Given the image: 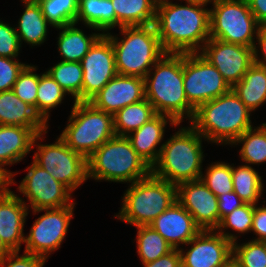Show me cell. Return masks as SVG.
Returning <instances> with one entry per match:
<instances>
[{
	"label": "cell",
	"instance_id": "cell-1",
	"mask_svg": "<svg viewBox=\"0 0 266 267\" xmlns=\"http://www.w3.org/2000/svg\"><path fill=\"white\" fill-rule=\"evenodd\" d=\"M157 5L154 26L165 53L200 52L210 39L209 7L178 2Z\"/></svg>",
	"mask_w": 266,
	"mask_h": 267
},
{
	"label": "cell",
	"instance_id": "cell-2",
	"mask_svg": "<svg viewBox=\"0 0 266 267\" xmlns=\"http://www.w3.org/2000/svg\"><path fill=\"white\" fill-rule=\"evenodd\" d=\"M145 98L157 114L177 124L190 123L195 109L188 103L183 87V53H165L144 78Z\"/></svg>",
	"mask_w": 266,
	"mask_h": 267
},
{
	"label": "cell",
	"instance_id": "cell-3",
	"mask_svg": "<svg viewBox=\"0 0 266 267\" xmlns=\"http://www.w3.org/2000/svg\"><path fill=\"white\" fill-rule=\"evenodd\" d=\"M252 111L231 89L213 100L201 104L189 123L208 144L229 146L254 126Z\"/></svg>",
	"mask_w": 266,
	"mask_h": 267
},
{
	"label": "cell",
	"instance_id": "cell-4",
	"mask_svg": "<svg viewBox=\"0 0 266 267\" xmlns=\"http://www.w3.org/2000/svg\"><path fill=\"white\" fill-rule=\"evenodd\" d=\"M178 124V129L164 141L157 162L151 168V174L171 184L178 185L185 181L201 178L205 160L207 140L189 123Z\"/></svg>",
	"mask_w": 266,
	"mask_h": 267
},
{
	"label": "cell",
	"instance_id": "cell-5",
	"mask_svg": "<svg viewBox=\"0 0 266 267\" xmlns=\"http://www.w3.org/2000/svg\"><path fill=\"white\" fill-rule=\"evenodd\" d=\"M151 174L126 136H114L87 158V178L96 182L132 184Z\"/></svg>",
	"mask_w": 266,
	"mask_h": 267
},
{
	"label": "cell",
	"instance_id": "cell-6",
	"mask_svg": "<svg viewBox=\"0 0 266 267\" xmlns=\"http://www.w3.org/2000/svg\"><path fill=\"white\" fill-rule=\"evenodd\" d=\"M113 46L117 74L145 78L165 54L154 24L119 28L106 34ZM119 35V36H118Z\"/></svg>",
	"mask_w": 266,
	"mask_h": 267
},
{
	"label": "cell",
	"instance_id": "cell-7",
	"mask_svg": "<svg viewBox=\"0 0 266 267\" xmlns=\"http://www.w3.org/2000/svg\"><path fill=\"white\" fill-rule=\"evenodd\" d=\"M114 218L134 227L150 225L177 201L176 185L152 174L129 184Z\"/></svg>",
	"mask_w": 266,
	"mask_h": 267
},
{
	"label": "cell",
	"instance_id": "cell-8",
	"mask_svg": "<svg viewBox=\"0 0 266 267\" xmlns=\"http://www.w3.org/2000/svg\"><path fill=\"white\" fill-rule=\"evenodd\" d=\"M67 123L59 136L73 151L89 158L107 140L113 138V115L90 102H72Z\"/></svg>",
	"mask_w": 266,
	"mask_h": 267
},
{
	"label": "cell",
	"instance_id": "cell-9",
	"mask_svg": "<svg viewBox=\"0 0 266 267\" xmlns=\"http://www.w3.org/2000/svg\"><path fill=\"white\" fill-rule=\"evenodd\" d=\"M48 132L47 129L34 137L33 161L74 193L88 180L87 159L69 148L59 135L53 143H44Z\"/></svg>",
	"mask_w": 266,
	"mask_h": 267
},
{
	"label": "cell",
	"instance_id": "cell-10",
	"mask_svg": "<svg viewBox=\"0 0 266 267\" xmlns=\"http://www.w3.org/2000/svg\"><path fill=\"white\" fill-rule=\"evenodd\" d=\"M210 9V38L254 46L261 25L247 0H216Z\"/></svg>",
	"mask_w": 266,
	"mask_h": 267
},
{
	"label": "cell",
	"instance_id": "cell-11",
	"mask_svg": "<svg viewBox=\"0 0 266 267\" xmlns=\"http://www.w3.org/2000/svg\"><path fill=\"white\" fill-rule=\"evenodd\" d=\"M75 200L71 205L60 208L31 210L32 214L40 215L25 234V248L23 251L38 255L46 260L58 249L68 234L71 220L76 208Z\"/></svg>",
	"mask_w": 266,
	"mask_h": 267
},
{
	"label": "cell",
	"instance_id": "cell-12",
	"mask_svg": "<svg viewBox=\"0 0 266 267\" xmlns=\"http://www.w3.org/2000/svg\"><path fill=\"white\" fill-rule=\"evenodd\" d=\"M183 87L188 103L195 110L232 89L216 67L199 52L183 53Z\"/></svg>",
	"mask_w": 266,
	"mask_h": 267
},
{
	"label": "cell",
	"instance_id": "cell-13",
	"mask_svg": "<svg viewBox=\"0 0 266 267\" xmlns=\"http://www.w3.org/2000/svg\"><path fill=\"white\" fill-rule=\"evenodd\" d=\"M24 171L28 172L19 181L17 191L21 195L18 193L17 196L27 205L29 211L69 206L76 200L65 185L34 161Z\"/></svg>",
	"mask_w": 266,
	"mask_h": 267
},
{
	"label": "cell",
	"instance_id": "cell-14",
	"mask_svg": "<svg viewBox=\"0 0 266 267\" xmlns=\"http://www.w3.org/2000/svg\"><path fill=\"white\" fill-rule=\"evenodd\" d=\"M179 251L182 267H228L233 244L216 230H201Z\"/></svg>",
	"mask_w": 266,
	"mask_h": 267
},
{
	"label": "cell",
	"instance_id": "cell-15",
	"mask_svg": "<svg viewBox=\"0 0 266 267\" xmlns=\"http://www.w3.org/2000/svg\"><path fill=\"white\" fill-rule=\"evenodd\" d=\"M83 69L82 102H88L117 75L110 38L102 34L80 61Z\"/></svg>",
	"mask_w": 266,
	"mask_h": 267
},
{
	"label": "cell",
	"instance_id": "cell-16",
	"mask_svg": "<svg viewBox=\"0 0 266 267\" xmlns=\"http://www.w3.org/2000/svg\"><path fill=\"white\" fill-rule=\"evenodd\" d=\"M233 87L254 64L253 48L210 38L199 52Z\"/></svg>",
	"mask_w": 266,
	"mask_h": 267
},
{
	"label": "cell",
	"instance_id": "cell-17",
	"mask_svg": "<svg viewBox=\"0 0 266 267\" xmlns=\"http://www.w3.org/2000/svg\"><path fill=\"white\" fill-rule=\"evenodd\" d=\"M177 201L192 215L202 230L219 226L218 197L201 179L185 181L176 186Z\"/></svg>",
	"mask_w": 266,
	"mask_h": 267
},
{
	"label": "cell",
	"instance_id": "cell-18",
	"mask_svg": "<svg viewBox=\"0 0 266 267\" xmlns=\"http://www.w3.org/2000/svg\"><path fill=\"white\" fill-rule=\"evenodd\" d=\"M143 99L144 78L117 74L88 102L97 109L114 115L120 109Z\"/></svg>",
	"mask_w": 266,
	"mask_h": 267
},
{
	"label": "cell",
	"instance_id": "cell-19",
	"mask_svg": "<svg viewBox=\"0 0 266 267\" xmlns=\"http://www.w3.org/2000/svg\"><path fill=\"white\" fill-rule=\"evenodd\" d=\"M29 212L27 205L10 187L0 194V236L11 251H20L25 243L24 228Z\"/></svg>",
	"mask_w": 266,
	"mask_h": 267
},
{
	"label": "cell",
	"instance_id": "cell-20",
	"mask_svg": "<svg viewBox=\"0 0 266 267\" xmlns=\"http://www.w3.org/2000/svg\"><path fill=\"white\" fill-rule=\"evenodd\" d=\"M172 247L180 249L191 241L202 229L192 215L178 202L173 203L151 224Z\"/></svg>",
	"mask_w": 266,
	"mask_h": 267
},
{
	"label": "cell",
	"instance_id": "cell-21",
	"mask_svg": "<svg viewBox=\"0 0 266 267\" xmlns=\"http://www.w3.org/2000/svg\"><path fill=\"white\" fill-rule=\"evenodd\" d=\"M167 125L171 126L170 128H178V124L171 117L157 114L139 129L126 136L133 149L151 168L159 158L164 144L162 141H165V132H168Z\"/></svg>",
	"mask_w": 266,
	"mask_h": 267
},
{
	"label": "cell",
	"instance_id": "cell-22",
	"mask_svg": "<svg viewBox=\"0 0 266 267\" xmlns=\"http://www.w3.org/2000/svg\"><path fill=\"white\" fill-rule=\"evenodd\" d=\"M36 134L27 127L0 125V169L10 177V186L17 184L14 172L7 169L26 160L27 155L32 152V144Z\"/></svg>",
	"mask_w": 266,
	"mask_h": 267
},
{
	"label": "cell",
	"instance_id": "cell-23",
	"mask_svg": "<svg viewBox=\"0 0 266 267\" xmlns=\"http://www.w3.org/2000/svg\"><path fill=\"white\" fill-rule=\"evenodd\" d=\"M0 125L30 128L35 134L49 129L34 108L10 91L0 92Z\"/></svg>",
	"mask_w": 266,
	"mask_h": 267
},
{
	"label": "cell",
	"instance_id": "cell-24",
	"mask_svg": "<svg viewBox=\"0 0 266 267\" xmlns=\"http://www.w3.org/2000/svg\"><path fill=\"white\" fill-rule=\"evenodd\" d=\"M20 1L24 10L15 24V29L21 46L26 43L30 48L39 47L48 41L49 28L52 29L53 26L44 17L36 0Z\"/></svg>",
	"mask_w": 266,
	"mask_h": 267
},
{
	"label": "cell",
	"instance_id": "cell-25",
	"mask_svg": "<svg viewBox=\"0 0 266 267\" xmlns=\"http://www.w3.org/2000/svg\"><path fill=\"white\" fill-rule=\"evenodd\" d=\"M80 27L82 26L74 23L54 28L57 31L59 30L56 46L62 61L80 62L95 41L102 35L97 29H94V32L90 34H86L87 32Z\"/></svg>",
	"mask_w": 266,
	"mask_h": 267
},
{
	"label": "cell",
	"instance_id": "cell-26",
	"mask_svg": "<svg viewBox=\"0 0 266 267\" xmlns=\"http://www.w3.org/2000/svg\"><path fill=\"white\" fill-rule=\"evenodd\" d=\"M75 23L102 34L116 29V13L111 0H79Z\"/></svg>",
	"mask_w": 266,
	"mask_h": 267
},
{
	"label": "cell",
	"instance_id": "cell-27",
	"mask_svg": "<svg viewBox=\"0 0 266 267\" xmlns=\"http://www.w3.org/2000/svg\"><path fill=\"white\" fill-rule=\"evenodd\" d=\"M232 89L254 113L266 103V66L254 63Z\"/></svg>",
	"mask_w": 266,
	"mask_h": 267
},
{
	"label": "cell",
	"instance_id": "cell-28",
	"mask_svg": "<svg viewBox=\"0 0 266 267\" xmlns=\"http://www.w3.org/2000/svg\"><path fill=\"white\" fill-rule=\"evenodd\" d=\"M116 27L147 26L155 22L157 5L153 0H111Z\"/></svg>",
	"mask_w": 266,
	"mask_h": 267
},
{
	"label": "cell",
	"instance_id": "cell-29",
	"mask_svg": "<svg viewBox=\"0 0 266 267\" xmlns=\"http://www.w3.org/2000/svg\"><path fill=\"white\" fill-rule=\"evenodd\" d=\"M258 170L247 164L232 163L233 191L244 203L256 205L262 203L263 197L265 199L266 186Z\"/></svg>",
	"mask_w": 266,
	"mask_h": 267
},
{
	"label": "cell",
	"instance_id": "cell-30",
	"mask_svg": "<svg viewBox=\"0 0 266 267\" xmlns=\"http://www.w3.org/2000/svg\"><path fill=\"white\" fill-rule=\"evenodd\" d=\"M235 146H240L241 163L251 167L266 163V122L249 128L230 145Z\"/></svg>",
	"mask_w": 266,
	"mask_h": 267
},
{
	"label": "cell",
	"instance_id": "cell-31",
	"mask_svg": "<svg viewBox=\"0 0 266 267\" xmlns=\"http://www.w3.org/2000/svg\"><path fill=\"white\" fill-rule=\"evenodd\" d=\"M156 115L153 105L146 98L120 109L113 115L116 136H127Z\"/></svg>",
	"mask_w": 266,
	"mask_h": 267
},
{
	"label": "cell",
	"instance_id": "cell-32",
	"mask_svg": "<svg viewBox=\"0 0 266 267\" xmlns=\"http://www.w3.org/2000/svg\"><path fill=\"white\" fill-rule=\"evenodd\" d=\"M67 95L47 71L39 74L36 113L48 126H50L51 112L65 102Z\"/></svg>",
	"mask_w": 266,
	"mask_h": 267
},
{
	"label": "cell",
	"instance_id": "cell-33",
	"mask_svg": "<svg viewBox=\"0 0 266 267\" xmlns=\"http://www.w3.org/2000/svg\"><path fill=\"white\" fill-rule=\"evenodd\" d=\"M73 102H82L83 69L80 62L59 60L46 70Z\"/></svg>",
	"mask_w": 266,
	"mask_h": 267
},
{
	"label": "cell",
	"instance_id": "cell-34",
	"mask_svg": "<svg viewBox=\"0 0 266 267\" xmlns=\"http://www.w3.org/2000/svg\"><path fill=\"white\" fill-rule=\"evenodd\" d=\"M136 252L142 263H150L171 252L173 247L150 225L135 227Z\"/></svg>",
	"mask_w": 266,
	"mask_h": 267
},
{
	"label": "cell",
	"instance_id": "cell-35",
	"mask_svg": "<svg viewBox=\"0 0 266 267\" xmlns=\"http://www.w3.org/2000/svg\"><path fill=\"white\" fill-rule=\"evenodd\" d=\"M254 207L253 204L244 203L236 208L220 221L216 231L232 244L241 241L239 237L251 233Z\"/></svg>",
	"mask_w": 266,
	"mask_h": 267
},
{
	"label": "cell",
	"instance_id": "cell-36",
	"mask_svg": "<svg viewBox=\"0 0 266 267\" xmlns=\"http://www.w3.org/2000/svg\"><path fill=\"white\" fill-rule=\"evenodd\" d=\"M53 28L74 24L79 0H36Z\"/></svg>",
	"mask_w": 266,
	"mask_h": 267
},
{
	"label": "cell",
	"instance_id": "cell-37",
	"mask_svg": "<svg viewBox=\"0 0 266 267\" xmlns=\"http://www.w3.org/2000/svg\"><path fill=\"white\" fill-rule=\"evenodd\" d=\"M201 174L203 183L218 197L233 192L232 163L215 161L207 163Z\"/></svg>",
	"mask_w": 266,
	"mask_h": 267
},
{
	"label": "cell",
	"instance_id": "cell-38",
	"mask_svg": "<svg viewBox=\"0 0 266 267\" xmlns=\"http://www.w3.org/2000/svg\"><path fill=\"white\" fill-rule=\"evenodd\" d=\"M232 262L237 267H266V242L250 239L233 243Z\"/></svg>",
	"mask_w": 266,
	"mask_h": 267
},
{
	"label": "cell",
	"instance_id": "cell-39",
	"mask_svg": "<svg viewBox=\"0 0 266 267\" xmlns=\"http://www.w3.org/2000/svg\"><path fill=\"white\" fill-rule=\"evenodd\" d=\"M38 66L27 64L20 72L12 91L23 102L32 106L36 112V98L39 84Z\"/></svg>",
	"mask_w": 266,
	"mask_h": 267
},
{
	"label": "cell",
	"instance_id": "cell-40",
	"mask_svg": "<svg viewBox=\"0 0 266 267\" xmlns=\"http://www.w3.org/2000/svg\"><path fill=\"white\" fill-rule=\"evenodd\" d=\"M5 21L0 18V56L18 58L22 53V46L15 25Z\"/></svg>",
	"mask_w": 266,
	"mask_h": 267
},
{
	"label": "cell",
	"instance_id": "cell-41",
	"mask_svg": "<svg viewBox=\"0 0 266 267\" xmlns=\"http://www.w3.org/2000/svg\"><path fill=\"white\" fill-rule=\"evenodd\" d=\"M27 64L18 58L0 56V92L12 90L20 72Z\"/></svg>",
	"mask_w": 266,
	"mask_h": 267
},
{
	"label": "cell",
	"instance_id": "cell-42",
	"mask_svg": "<svg viewBox=\"0 0 266 267\" xmlns=\"http://www.w3.org/2000/svg\"><path fill=\"white\" fill-rule=\"evenodd\" d=\"M11 251L0 257V267H44L47 260L23 251Z\"/></svg>",
	"mask_w": 266,
	"mask_h": 267
},
{
	"label": "cell",
	"instance_id": "cell-43",
	"mask_svg": "<svg viewBox=\"0 0 266 267\" xmlns=\"http://www.w3.org/2000/svg\"><path fill=\"white\" fill-rule=\"evenodd\" d=\"M266 201L262 204H256L253 212V221L251 233L253 237L251 240L266 242ZM261 205V206H260ZM254 235L256 237H254Z\"/></svg>",
	"mask_w": 266,
	"mask_h": 267
},
{
	"label": "cell",
	"instance_id": "cell-44",
	"mask_svg": "<svg viewBox=\"0 0 266 267\" xmlns=\"http://www.w3.org/2000/svg\"><path fill=\"white\" fill-rule=\"evenodd\" d=\"M244 202L233 191L224 193L218 196V209H219V224L220 221L228 214H230L236 208L242 206Z\"/></svg>",
	"mask_w": 266,
	"mask_h": 267
},
{
	"label": "cell",
	"instance_id": "cell-45",
	"mask_svg": "<svg viewBox=\"0 0 266 267\" xmlns=\"http://www.w3.org/2000/svg\"><path fill=\"white\" fill-rule=\"evenodd\" d=\"M254 63L260 66H266V27L261 26L254 46H253Z\"/></svg>",
	"mask_w": 266,
	"mask_h": 267
},
{
	"label": "cell",
	"instance_id": "cell-46",
	"mask_svg": "<svg viewBox=\"0 0 266 267\" xmlns=\"http://www.w3.org/2000/svg\"><path fill=\"white\" fill-rule=\"evenodd\" d=\"M143 267H182L179 249H173L166 255L150 263H141Z\"/></svg>",
	"mask_w": 266,
	"mask_h": 267
},
{
	"label": "cell",
	"instance_id": "cell-47",
	"mask_svg": "<svg viewBox=\"0 0 266 267\" xmlns=\"http://www.w3.org/2000/svg\"><path fill=\"white\" fill-rule=\"evenodd\" d=\"M249 8L261 26L266 25V0H247Z\"/></svg>",
	"mask_w": 266,
	"mask_h": 267
},
{
	"label": "cell",
	"instance_id": "cell-48",
	"mask_svg": "<svg viewBox=\"0 0 266 267\" xmlns=\"http://www.w3.org/2000/svg\"><path fill=\"white\" fill-rule=\"evenodd\" d=\"M10 187V177L0 169V194Z\"/></svg>",
	"mask_w": 266,
	"mask_h": 267
},
{
	"label": "cell",
	"instance_id": "cell-49",
	"mask_svg": "<svg viewBox=\"0 0 266 267\" xmlns=\"http://www.w3.org/2000/svg\"><path fill=\"white\" fill-rule=\"evenodd\" d=\"M179 1H184L186 3H193V4H198V5H203L208 7V5H211L216 1V0H179Z\"/></svg>",
	"mask_w": 266,
	"mask_h": 267
},
{
	"label": "cell",
	"instance_id": "cell-50",
	"mask_svg": "<svg viewBox=\"0 0 266 267\" xmlns=\"http://www.w3.org/2000/svg\"><path fill=\"white\" fill-rule=\"evenodd\" d=\"M8 252H11V250L3 243L0 236V257L4 256Z\"/></svg>",
	"mask_w": 266,
	"mask_h": 267
},
{
	"label": "cell",
	"instance_id": "cell-51",
	"mask_svg": "<svg viewBox=\"0 0 266 267\" xmlns=\"http://www.w3.org/2000/svg\"><path fill=\"white\" fill-rule=\"evenodd\" d=\"M173 0H153V2L156 4V5H159V4H162V3H166V2H172ZM179 2V0H176Z\"/></svg>",
	"mask_w": 266,
	"mask_h": 267
},
{
	"label": "cell",
	"instance_id": "cell-52",
	"mask_svg": "<svg viewBox=\"0 0 266 267\" xmlns=\"http://www.w3.org/2000/svg\"><path fill=\"white\" fill-rule=\"evenodd\" d=\"M228 267H237L233 262Z\"/></svg>",
	"mask_w": 266,
	"mask_h": 267
}]
</instances>
